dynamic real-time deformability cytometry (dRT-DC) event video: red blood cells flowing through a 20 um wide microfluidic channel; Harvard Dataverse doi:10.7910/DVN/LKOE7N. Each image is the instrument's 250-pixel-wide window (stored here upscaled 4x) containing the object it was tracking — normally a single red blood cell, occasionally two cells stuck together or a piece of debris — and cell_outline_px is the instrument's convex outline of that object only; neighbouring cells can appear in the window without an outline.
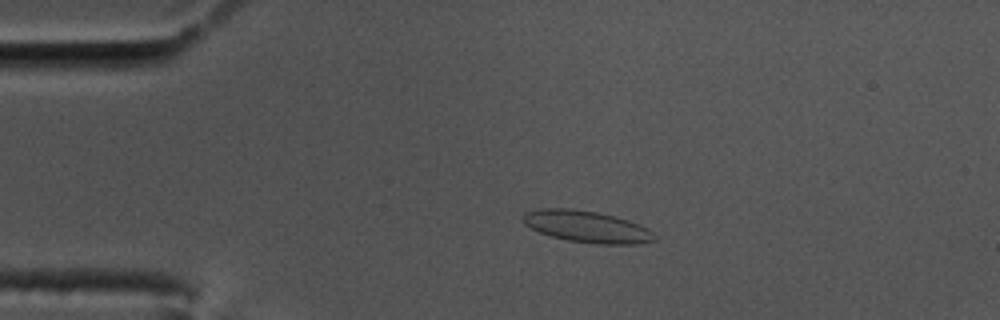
{"species": "common noctule bat (a hibernating species)", "species_latin": "Nyctalus noctula", "temperature_condition": "cold", "stored_images_in_passage": 58, "camera_frame_rate_fps": 3000, "um_per_image_px": 0.085, "animal": {"sex": "male", "body_mass_g": 17.5, "forearm_length_mm": 52.3}, "frame": {"image": 1, "passage_image": 12, "time_ms": 3.667, "image_size_px": [1000, 320], "cell_outline_px": [[656, 240], [640, 244], [596, 244], [568, 240], [552, 236], [540, 232], [524, 224], [524, 212], [540, 208], [572, 208], [596, 212], [616, 216], [640, 224], [648, 228], [656, 236]], "centroid_in_image_um": [49.92, 19.26], "position_along_channel_um": 35.1, "area_um2": 24.33}}
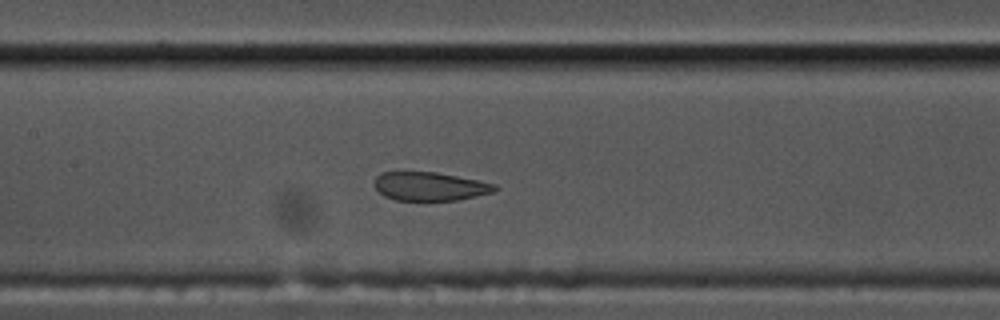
{"frame": {"image": 2, "passage_image": 27, "time_ms": 8.667, "image_size_px": [1000, 320], "cell_outline_px": [[496, 188], [492, 192], [476, 196], [456, 200], [424, 204], [396, 200], [384, 196], [376, 188], [376, 176], [380, 172], [436, 172], [496, 184]], "centroid_in_image_um": [36.5, 15.89], "position_along_channel_um": 170.9, "area_um2": 20.58}}
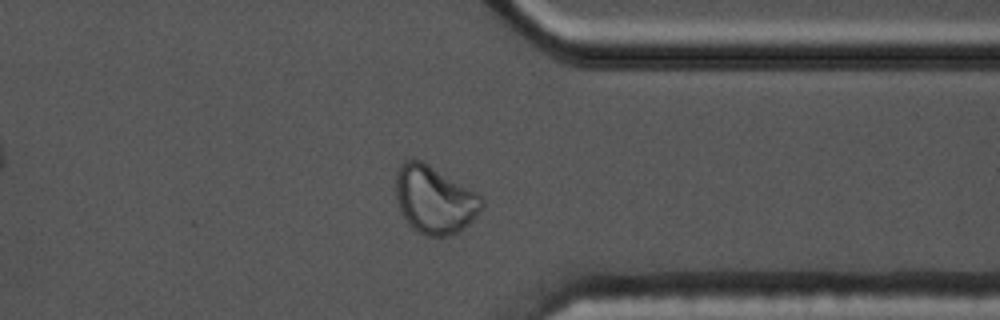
{"frame": {"image": 3, "passage_image": 45, "time_ms": 14.667, "image_size_px": [1000, 320], "cell_outline_px": [[484, 204], [476, 216], [468, 224], [456, 232], [448, 236], [424, 236], [416, 232], [408, 224], [396, 200], [396, 172], [400, 164], [404, 160], [420, 160], [428, 164], [476, 192], [484, 200]], "centroid_in_image_um": [36.91, 16.98], "position_along_channel_um": 374.5, "area_um2": 33.7}}